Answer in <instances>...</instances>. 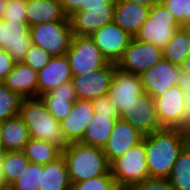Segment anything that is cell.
Returning <instances> with one entry per match:
<instances>
[{
  "label": "cell",
  "mask_w": 190,
  "mask_h": 190,
  "mask_svg": "<svg viewBox=\"0 0 190 190\" xmlns=\"http://www.w3.org/2000/svg\"><path fill=\"white\" fill-rule=\"evenodd\" d=\"M174 15L176 21L185 28V16H189L190 0H160Z\"/></svg>",
  "instance_id": "74e56055"
},
{
  "label": "cell",
  "mask_w": 190,
  "mask_h": 190,
  "mask_svg": "<svg viewBox=\"0 0 190 190\" xmlns=\"http://www.w3.org/2000/svg\"><path fill=\"white\" fill-rule=\"evenodd\" d=\"M123 120L128 121L144 136L162 129L157 119L155 100L146 92L138 96Z\"/></svg>",
  "instance_id": "9a60e30c"
},
{
  "label": "cell",
  "mask_w": 190,
  "mask_h": 190,
  "mask_svg": "<svg viewBox=\"0 0 190 190\" xmlns=\"http://www.w3.org/2000/svg\"><path fill=\"white\" fill-rule=\"evenodd\" d=\"M190 53V29L179 27L163 49V58L180 66Z\"/></svg>",
  "instance_id": "83f0119b"
},
{
  "label": "cell",
  "mask_w": 190,
  "mask_h": 190,
  "mask_svg": "<svg viewBox=\"0 0 190 190\" xmlns=\"http://www.w3.org/2000/svg\"><path fill=\"white\" fill-rule=\"evenodd\" d=\"M184 134L186 135L187 138H190V122L189 124L183 129Z\"/></svg>",
  "instance_id": "bcb514c9"
},
{
  "label": "cell",
  "mask_w": 190,
  "mask_h": 190,
  "mask_svg": "<svg viewBox=\"0 0 190 190\" xmlns=\"http://www.w3.org/2000/svg\"><path fill=\"white\" fill-rule=\"evenodd\" d=\"M0 190H12L10 187H0Z\"/></svg>",
  "instance_id": "681fc988"
},
{
  "label": "cell",
  "mask_w": 190,
  "mask_h": 190,
  "mask_svg": "<svg viewBox=\"0 0 190 190\" xmlns=\"http://www.w3.org/2000/svg\"><path fill=\"white\" fill-rule=\"evenodd\" d=\"M190 27V8H189V16H185V28Z\"/></svg>",
  "instance_id": "7dc6e473"
},
{
  "label": "cell",
  "mask_w": 190,
  "mask_h": 190,
  "mask_svg": "<svg viewBox=\"0 0 190 190\" xmlns=\"http://www.w3.org/2000/svg\"><path fill=\"white\" fill-rule=\"evenodd\" d=\"M157 119L162 128L182 129V114L184 111V95L176 85L155 99Z\"/></svg>",
  "instance_id": "5bb4252c"
},
{
  "label": "cell",
  "mask_w": 190,
  "mask_h": 190,
  "mask_svg": "<svg viewBox=\"0 0 190 190\" xmlns=\"http://www.w3.org/2000/svg\"><path fill=\"white\" fill-rule=\"evenodd\" d=\"M32 44L46 50L52 57L66 54L71 44V22L40 23L30 27Z\"/></svg>",
  "instance_id": "52a82bcc"
},
{
  "label": "cell",
  "mask_w": 190,
  "mask_h": 190,
  "mask_svg": "<svg viewBox=\"0 0 190 190\" xmlns=\"http://www.w3.org/2000/svg\"><path fill=\"white\" fill-rule=\"evenodd\" d=\"M176 84L181 88L184 95V111L182 114V129L190 122V73L179 68Z\"/></svg>",
  "instance_id": "d590c367"
},
{
  "label": "cell",
  "mask_w": 190,
  "mask_h": 190,
  "mask_svg": "<svg viewBox=\"0 0 190 190\" xmlns=\"http://www.w3.org/2000/svg\"><path fill=\"white\" fill-rule=\"evenodd\" d=\"M168 180L174 190H190V146L188 144L173 164Z\"/></svg>",
  "instance_id": "f1b7e54d"
},
{
  "label": "cell",
  "mask_w": 190,
  "mask_h": 190,
  "mask_svg": "<svg viewBox=\"0 0 190 190\" xmlns=\"http://www.w3.org/2000/svg\"><path fill=\"white\" fill-rule=\"evenodd\" d=\"M179 27L174 15L159 2L150 7L147 19L133 38L164 49Z\"/></svg>",
  "instance_id": "5b68a950"
},
{
  "label": "cell",
  "mask_w": 190,
  "mask_h": 190,
  "mask_svg": "<svg viewBox=\"0 0 190 190\" xmlns=\"http://www.w3.org/2000/svg\"><path fill=\"white\" fill-rule=\"evenodd\" d=\"M179 68L180 66L163 58L153 67L144 71L140 75L144 92L155 99L171 87L176 86Z\"/></svg>",
  "instance_id": "4fadbf2b"
},
{
  "label": "cell",
  "mask_w": 190,
  "mask_h": 190,
  "mask_svg": "<svg viewBox=\"0 0 190 190\" xmlns=\"http://www.w3.org/2000/svg\"><path fill=\"white\" fill-rule=\"evenodd\" d=\"M187 144L190 146V138H187Z\"/></svg>",
  "instance_id": "f907efd6"
},
{
  "label": "cell",
  "mask_w": 190,
  "mask_h": 190,
  "mask_svg": "<svg viewBox=\"0 0 190 190\" xmlns=\"http://www.w3.org/2000/svg\"><path fill=\"white\" fill-rule=\"evenodd\" d=\"M116 64L109 63L85 75L73 76L72 83L79 100H93L108 95Z\"/></svg>",
  "instance_id": "8fae6325"
},
{
  "label": "cell",
  "mask_w": 190,
  "mask_h": 190,
  "mask_svg": "<svg viewBox=\"0 0 190 190\" xmlns=\"http://www.w3.org/2000/svg\"><path fill=\"white\" fill-rule=\"evenodd\" d=\"M144 93L140 75L124 72L117 67L111 79L109 98L122 119L138 96Z\"/></svg>",
  "instance_id": "ba28073f"
},
{
  "label": "cell",
  "mask_w": 190,
  "mask_h": 190,
  "mask_svg": "<svg viewBox=\"0 0 190 190\" xmlns=\"http://www.w3.org/2000/svg\"><path fill=\"white\" fill-rule=\"evenodd\" d=\"M66 56L73 76L85 75L109 64L90 36L73 35Z\"/></svg>",
  "instance_id": "8992f818"
},
{
  "label": "cell",
  "mask_w": 190,
  "mask_h": 190,
  "mask_svg": "<svg viewBox=\"0 0 190 190\" xmlns=\"http://www.w3.org/2000/svg\"><path fill=\"white\" fill-rule=\"evenodd\" d=\"M114 10L115 7L80 8L69 17L72 34L91 36L101 27L114 21Z\"/></svg>",
  "instance_id": "2e32d148"
},
{
  "label": "cell",
  "mask_w": 190,
  "mask_h": 190,
  "mask_svg": "<svg viewBox=\"0 0 190 190\" xmlns=\"http://www.w3.org/2000/svg\"><path fill=\"white\" fill-rule=\"evenodd\" d=\"M3 84L12 92L21 93L25 98L38 97V72L24 62L15 63Z\"/></svg>",
  "instance_id": "603a6c76"
},
{
  "label": "cell",
  "mask_w": 190,
  "mask_h": 190,
  "mask_svg": "<svg viewBox=\"0 0 190 190\" xmlns=\"http://www.w3.org/2000/svg\"><path fill=\"white\" fill-rule=\"evenodd\" d=\"M132 190H174L168 178L148 177Z\"/></svg>",
  "instance_id": "f35d334b"
},
{
  "label": "cell",
  "mask_w": 190,
  "mask_h": 190,
  "mask_svg": "<svg viewBox=\"0 0 190 190\" xmlns=\"http://www.w3.org/2000/svg\"><path fill=\"white\" fill-rule=\"evenodd\" d=\"M95 114L91 100L77 99L71 112L60 121L62 131L69 143L79 142L85 133L89 121Z\"/></svg>",
  "instance_id": "ac0fdd59"
},
{
  "label": "cell",
  "mask_w": 190,
  "mask_h": 190,
  "mask_svg": "<svg viewBox=\"0 0 190 190\" xmlns=\"http://www.w3.org/2000/svg\"><path fill=\"white\" fill-rule=\"evenodd\" d=\"M145 136L137 145L110 163V171L119 189L132 190L149 177L146 164Z\"/></svg>",
  "instance_id": "277c9868"
},
{
  "label": "cell",
  "mask_w": 190,
  "mask_h": 190,
  "mask_svg": "<svg viewBox=\"0 0 190 190\" xmlns=\"http://www.w3.org/2000/svg\"><path fill=\"white\" fill-rule=\"evenodd\" d=\"M22 151L30 163L38 165H46L62 155V150L58 146L33 138L29 139Z\"/></svg>",
  "instance_id": "4316f807"
},
{
  "label": "cell",
  "mask_w": 190,
  "mask_h": 190,
  "mask_svg": "<svg viewBox=\"0 0 190 190\" xmlns=\"http://www.w3.org/2000/svg\"><path fill=\"white\" fill-rule=\"evenodd\" d=\"M1 137L3 151L23 150L30 135L19 114L2 121Z\"/></svg>",
  "instance_id": "484cf974"
},
{
  "label": "cell",
  "mask_w": 190,
  "mask_h": 190,
  "mask_svg": "<svg viewBox=\"0 0 190 190\" xmlns=\"http://www.w3.org/2000/svg\"><path fill=\"white\" fill-rule=\"evenodd\" d=\"M15 63L6 50L0 49V79L2 81L13 70Z\"/></svg>",
  "instance_id": "60d3db41"
},
{
  "label": "cell",
  "mask_w": 190,
  "mask_h": 190,
  "mask_svg": "<svg viewBox=\"0 0 190 190\" xmlns=\"http://www.w3.org/2000/svg\"><path fill=\"white\" fill-rule=\"evenodd\" d=\"M1 127H2V121H0V152L3 151V147H2V137H1Z\"/></svg>",
  "instance_id": "c3c4849f"
},
{
  "label": "cell",
  "mask_w": 190,
  "mask_h": 190,
  "mask_svg": "<svg viewBox=\"0 0 190 190\" xmlns=\"http://www.w3.org/2000/svg\"><path fill=\"white\" fill-rule=\"evenodd\" d=\"M150 7L129 2H115L114 22L134 37L148 17Z\"/></svg>",
  "instance_id": "7402d4cb"
},
{
  "label": "cell",
  "mask_w": 190,
  "mask_h": 190,
  "mask_svg": "<svg viewBox=\"0 0 190 190\" xmlns=\"http://www.w3.org/2000/svg\"><path fill=\"white\" fill-rule=\"evenodd\" d=\"M115 179L109 170L106 174L99 175L84 181L72 183L71 190H118Z\"/></svg>",
  "instance_id": "d6a6232c"
},
{
  "label": "cell",
  "mask_w": 190,
  "mask_h": 190,
  "mask_svg": "<svg viewBox=\"0 0 190 190\" xmlns=\"http://www.w3.org/2000/svg\"><path fill=\"white\" fill-rule=\"evenodd\" d=\"M64 14L69 18L80 8L115 7V0H60Z\"/></svg>",
  "instance_id": "836d02e7"
},
{
  "label": "cell",
  "mask_w": 190,
  "mask_h": 190,
  "mask_svg": "<svg viewBox=\"0 0 190 190\" xmlns=\"http://www.w3.org/2000/svg\"><path fill=\"white\" fill-rule=\"evenodd\" d=\"M117 119H119V114L95 113L79 142L103 149L109 140Z\"/></svg>",
  "instance_id": "cb8c5ba5"
},
{
  "label": "cell",
  "mask_w": 190,
  "mask_h": 190,
  "mask_svg": "<svg viewBox=\"0 0 190 190\" xmlns=\"http://www.w3.org/2000/svg\"><path fill=\"white\" fill-rule=\"evenodd\" d=\"M0 187H5V176L3 170V151L0 152Z\"/></svg>",
  "instance_id": "7bdbcfd3"
},
{
  "label": "cell",
  "mask_w": 190,
  "mask_h": 190,
  "mask_svg": "<svg viewBox=\"0 0 190 190\" xmlns=\"http://www.w3.org/2000/svg\"><path fill=\"white\" fill-rule=\"evenodd\" d=\"M29 159L22 150L3 151V170L5 176V187H9L19 174L27 168Z\"/></svg>",
  "instance_id": "f546056e"
},
{
  "label": "cell",
  "mask_w": 190,
  "mask_h": 190,
  "mask_svg": "<svg viewBox=\"0 0 190 190\" xmlns=\"http://www.w3.org/2000/svg\"><path fill=\"white\" fill-rule=\"evenodd\" d=\"M19 115L28 128L30 138L54 144L61 150L70 144L64 136L60 122L48 111L40 97L25 98Z\"/></svg>",
  "instance_id": "7a4b0ae2"
},
{
  "label": "cell",
  "mask_w": 190,
  "mask_h": 190,
  "mask_svg": "<svg viewBox=\"0 0 190 190\" xmlns=\"http://www.w3.org/2000/svg\"><path fill=\"white\" fill-rule=\"evenodd\" d=\"M187 145L183 129L162 128L145 136L149 177L168 178L173 164Z\"/></svg>",
  "instance_id": "6da1fadb"
},
{
  "label": "cell",
  "mask_w": 190,
  "mask_h": 190,
  "mask_svg": "<svg viewBox=\"0 0 190 190\" xmlns=\"http://www.w3.org/2000/svg\"><path fill=\"white\" fill-rule=\"evenodd\" d=\"M6 1L7 0H0V19L4 16Z\"/></svg>",
  "instance_id": "f6af8a7d"
},
{
  "label": "cell",
  "mask_w": 190,
  "mask_h": 190,
  "mask_svg": "<svg viewBox=\"0 0 190 190\" xmlns=\"http://www.w3.org/2000/svg\"><path fill=\"white\" fill-rule=\"evenodd\" d=\"M115 2L137 3L147 7H152L153 5L159 3L160 0H115Z\"/></svg>",
  "instance_id": "b9f144b4"
},
{
  "label": "cell",
  "mask_w": 190,
  "mask_h": 190,
  "mask_svg": "<svg viewBox=\"0 0 190 190\" xmlns=\"http://www.w3.org/2000/svg\"><path fill=\"white\" fill-rule=\"evenodd\" d=\"M51 58L52 56L46 50L32 44L23 62L33 70L39 72L50 62Z\"/></svg>",
  "instance_id": "e575fe53"
},
{
  "label": "cell",
  "mask_w": 190,
  "mask_h": 190,
  "mask_svg": "<svg viewBox=\"0 0 190 190\" xmlns=\"http://www.w3.org/2000/svg\"><path fill=\"white\" fill-rule=\"evenodd\" d=\"M71 184L84 181L110 170L102 148L72 142L62 150Z\"/></svg>",
  "instance_id": "3957f363"
},
{
  "label": "cell",
  "mask_w": 190,
  "mask_h": 190,
  "mask_svg": "<svg viewBox=\"0 0 190 190\" xmlns=\"http://www.w3.org/2000/svg\"><path fill=\"white\" fill-rule=\"evenodd\" d=\"M41 179V165L29 163L9 187L12 190H38Z\"/></svg>",
  "instance_id": "1f68e13d"
},
{
  "label": "cell",
  "mask_w": 190,
  "mask_h": 190,
  "mask_svg": "<svg viewBox=\"0 0 190 190\" xmlns=\"http://www.w3.org/2000/svg\"><path fill=\"white\" fill-rule=\"evenodd\" d=\"M109 63L117 64L132 40L114 21L101 27L90 36Z\"/></svg>",
  "instance_id": "7c38bea8"
},
{
  "label": "cell",
  "mask_w": 190,
  "mask_h": 190,
  "mask_svg": "<svg viewBox=\"0 0 190 190\" xmlns=\"http://www.w3.org/2000/svg\"><path fill=\"white\" fill-rule=\"evenodd\" d=\"M180 68L185 70L187 73H190V53L187 55L183 63L180 65Z\"/></svg>",
  "instance_id": "ee69618b"
},
{
  "label": "cell",
  "mask_w": 190,
  "mask_h": 190,
  "mask_svg": "<svg viewBox=\"0 0 190 190\" xmlns=\"http://www.w3.org/2000/svg\"><path fill=\"white\" fill-rule=\"evenodd\" d=\"M25 13L29 27L40 23L70 22L62 10L60 0L26 1Z\"/></svg>",
  "instance_id": "ffe728a7"
},
{
  "label": "cell",
  "mask_w": 190,
  "mask_h": 190,
  "mask_svg": "<svg viewBox=\"0 0 190 190\" xmlns=\"http://www.w3.org/2000/svg\"><path fill=\"white\" fill-rule=\"evenodd\" d=\"M25 0H7L3 20L27 22Z\"/></svg>",
  "instance_id": "8d00e7d4"
},
{
  "label": "cell",
  "mask_w": 190,
  "mask_h": 190,
  "mask_svg": "<svg viewBox=\"0 0 190 190\" xmlns=\"http://www.w3.org/2000/svg\"><path fill=\"white\" fill-rule=\"evenodd\" d=\"M48 111L60 122L71 112L73 103L77 100L72 81L65 82L40 96Z\"/></svg>",
  "instance_id": "44dd1931"
},
{
  "label": "cell",
  "mask_w": 190,
  "mask_h": 190,
  "mask_svg": "<svg viewBox=\"0 0 190 190\" xmlns=\"http://www.w3.org/2000/svg\"><path fill=\"white\" fill-rule=\"evenodd\" d=\"M73 75L66 56H53L50 62L38 72V97L52 91L65 82L72 81Z\"/></svg>",
  "instance_id": "d6986e66"
},
{
  "label": "cell",
  "mask_w": 190,
  "mask_h": 190,
  "mask_svg": "<svg viewBox=\"0 0 190 190\" xmlns=\"http://www.w3.org/2000/svg\"><path fill=\"white\" fill-rule=\"evenodd\" d=\"M144 135L128 121L117 119L112 133L103 148L109 163L143 140Z\"/></svg>",
  "instance_id": "e0dca14e"
},
{
  "label": "cell",
  "mask_w": 190,
  "mask_h": 190,
  "mask_svg": "<svg viewBox=\"0 0 190 190\" xmlns=\"http://www.w3.org/2000/svg\"><path fill=\"white\" fill-rule=\"evenodd\" d=\"M71 186L63 155L55 161L41 165V179L38 190H71Z\"/></svg>",
  "instance_id": "d4e9b609"
},
{
  "label": "cell",
  "mask_w": 190,
  "mask_h": 190,
  "mask_svg": "<svg viewBox=\"0 0 190 190\" xmlns=\"http://www.w3.org/2000/svg\"><path fill=\"white\" fill-rule=\"evenodd\" d=\"M95 113H104V114H118L115 106L112 103V100L109 96L99 97L91 100Z\"/></svg>",
  "instance_id": "ab89813d"
},
{
  "label": "cell",
  "mask_w": 190,
  "mask_h": 190,
  "mask_svg": "<svg viewBox=\"0 0 190 190\" xmlns=\"http://www.w3.org/2000/svg\"><path fill=\"white\" fill-rule=\"evenodd\" d=\"M163 59V49L153 43L132 38L116 67L124 72L141 75Z\"/></svg>",
  "instance_id": "9c48e42d"
},
{
  "label": "cell",
  "mask_w": 190,
  "mask_h": 190,
  "mask_svg": "<svg viewBox=\"0 0 190 190\" xmlns=\"http://www.w3.org/2000/svg\"><path fill=\"white\" fill-rule=\"evenodd\" d=\"M31 45L27 22L0 19V49L6 50L16 63L24 61Z\"/></svg>",
  "instance_id": "30bf717a"
},
{
  "label": "cell",
  "mask_w": 190,
  "mask_h": 190,
  "mask_svg": "<svg viewBox=\"0 0 190 190\" xmlns=\"http://www.w3.org/2000/svg\"><path fill=\"white\" fill-rule=\"evenodd\" d=\"M25 97L18 92H12L7 86H0V121L16 116L23 105Z\"/></svg>",
  "instance_id": "4dcf8cb0"
}]
</instances>
